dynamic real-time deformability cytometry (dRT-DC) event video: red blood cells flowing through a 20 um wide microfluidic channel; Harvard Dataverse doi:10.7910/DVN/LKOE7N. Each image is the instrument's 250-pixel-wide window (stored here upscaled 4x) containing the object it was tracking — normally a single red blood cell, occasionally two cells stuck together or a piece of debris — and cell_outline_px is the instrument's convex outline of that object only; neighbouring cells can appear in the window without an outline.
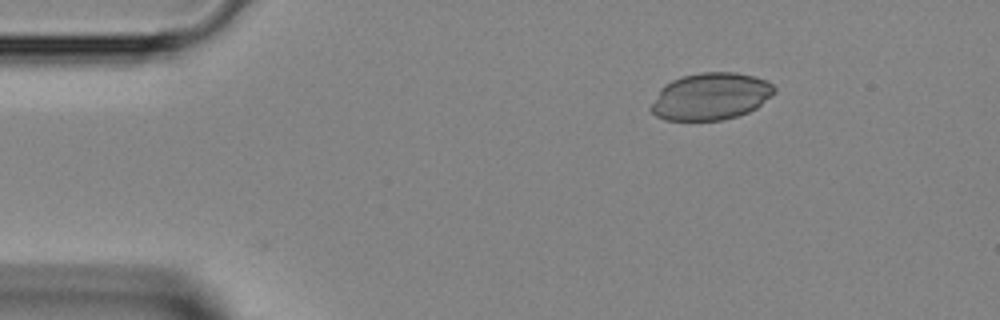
{"species": "Egyptian fruit bat (a non-hibernating species)", "species_latin": "Rousettus aegyptiacus", "temperature_condition": "room temperature", "stored_images_in_passage": 39, "camera_frame_rate_fps": 3000, "um_per_image_px": 0.085, "animal": {"sex": "female"}, "frame": {"image": 1, "passage_image": 1, "time_ms": 0.0, "image_size_px": [1000, 320], "cell_outline_px": [[776, 92], [772, 96], [756, 108], [748, 112], [724, 120], [664, 120], [656, 116], [648, 108], [660, 88], [664, 84], [680, 76], [700, 72], [736, 72], [756, 76], [772, 84], [776, 88]], "centroid_in_image_um": [60.39, 8.19], "position_along_channel_um": 24.6, "area_um2": 34.22}}
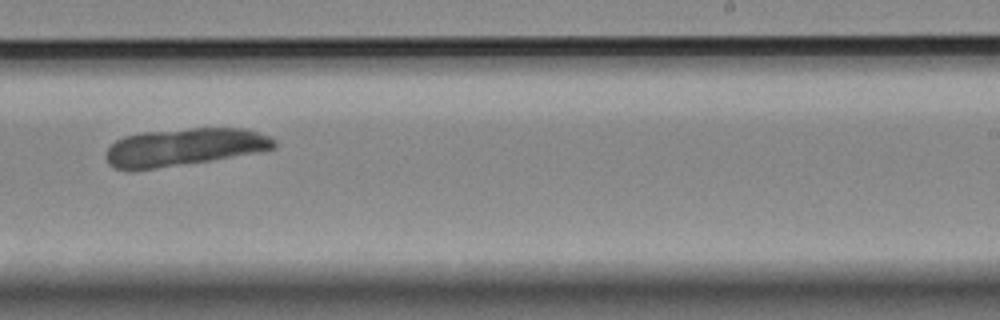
{"frame": {"image": 2, "passage_image": 22, "time_ms": 7.0, "image_size_px": [1000, 320], "cell_outline_px": [[276, 148], [256, 152], [208, 160], [132, 172], [116, 168], [108, 164], [104, 156], [108, 148], [116, 140], [124, 136], [144, 132], [188, 128], [244, 128], [268, 136], [276, 140]], "centroid_in_image_um": [15.58, 12.51], "position_along_channel_um": 273.4, "area_um2": 36.76}}
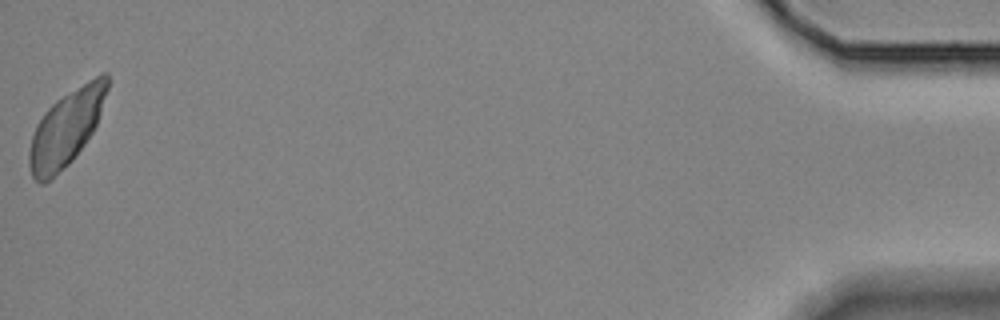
{"frame": {"image": 3, "passage_image": 39, "time_ms": 12.667, "image_size_px": [1000, 320], "cell_outline_px": [[108, 88], [96, 124], [92, 132], [84, 144], [72, 160], [68, 164], [44, 184], [40, 184], [32, 176], [28, 164], [28, 156], [32, 136], [36, 124], [44, 112], [56, 100], [88, 80], [104, 72], [108, 72]], "centroid_in_image_um": [5.6, 10.89], "position_along_channel_um": 429.6, "area_um2": 33.87}}